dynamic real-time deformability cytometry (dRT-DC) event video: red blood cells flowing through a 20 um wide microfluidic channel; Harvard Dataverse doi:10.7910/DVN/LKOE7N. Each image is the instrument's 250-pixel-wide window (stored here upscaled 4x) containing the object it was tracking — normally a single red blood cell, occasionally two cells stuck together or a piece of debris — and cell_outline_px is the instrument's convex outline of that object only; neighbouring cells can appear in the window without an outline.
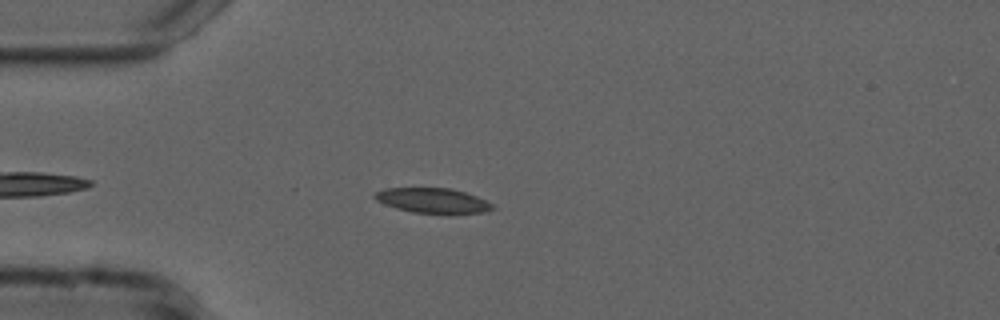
{"species": "common noctule bat (a hibernating species)", "species_latin": "Nyctalus noctula", "temperature_condition": "cold", "stored_images_in_passage": 42, "camera_frame_rate_fps": 3000, "um_per_image_px": 0.085, "animal": {"sex": "male", "forearm_length_mm": 52.5}, "frame": {"image": 1, "passage_image": 2, "time_ms": 0.333, "image_size_px": [1000, 320], "cell_outline_px": [[496, 208], [488, 212], [452, 216], [448, 216], [412, 212], [396, 208], [384, 204], [376, 200], [372, 196], [376, 192], [384, 188], [452, 188], [476, 196], [492, 204]], "centroid_in_image_um": [36.84, 17.09], "position_along_channel_um": 48.2, "area_um2": 17.92}}
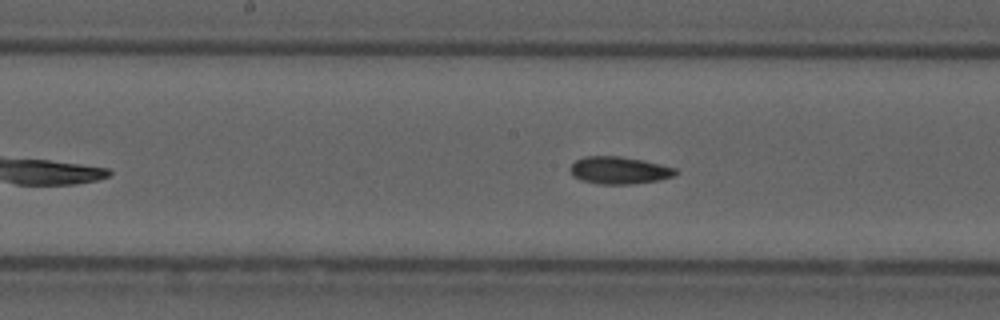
{"frame": {"image": 2, "passage_image": 15, "time_ms": 4.667, "image_size_px": [1000, 320], "cell_outline_px": [[680, 172], [672, 176], [660, 180], [632, 184], [600, 184], [580, 180], [572, 176], [568, 168], [576, 160], [584, 156], [620, 156], [644, 160], [676, 168]], "centroid_in_image_um": [52.62, 14.47], "position_along_channel_um": 195.6, "area_um2": 16.99}}
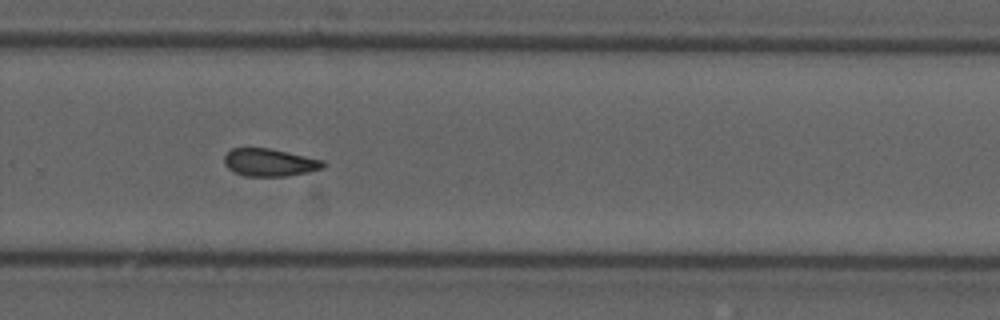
{"frame": {"image": 3, "passage_image": 24, "time_ms": 7.667, "image_size_px": [1000, 320], "cell_outline_px": [[328, 164], [324, 168], [308, 172], [288, 176], [244, 176], [228, 168], [224, 164], [224, 156], [232, 148], [272, 148], [324, 160]], "centroid_in_image_um": [22.96, 13.8], "position_along_channel_um": 306.8, "area_um2": 16.13}, "authors_computed_cell_mechanics": {"area_um2": 16.3863, "velocity_mm_per_s": 3.7308, "shape_relaxation_time_tau1_ms": null, "shape_relaxation_time_tau2_ms": 8.1033, "deformation_change_tau1": null, "deformation_change_tau2": 0.1454}}